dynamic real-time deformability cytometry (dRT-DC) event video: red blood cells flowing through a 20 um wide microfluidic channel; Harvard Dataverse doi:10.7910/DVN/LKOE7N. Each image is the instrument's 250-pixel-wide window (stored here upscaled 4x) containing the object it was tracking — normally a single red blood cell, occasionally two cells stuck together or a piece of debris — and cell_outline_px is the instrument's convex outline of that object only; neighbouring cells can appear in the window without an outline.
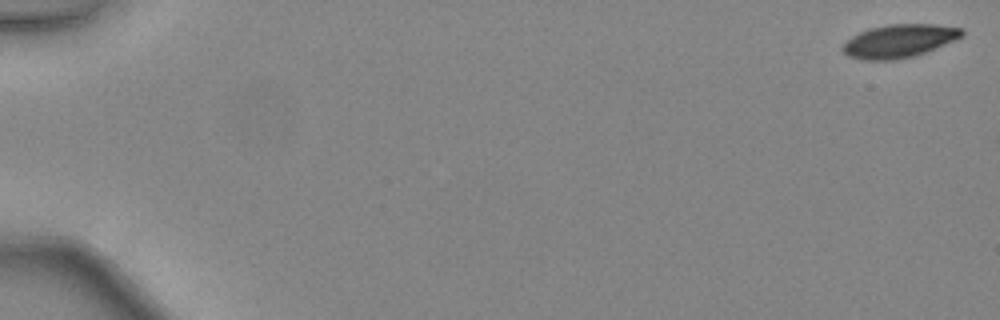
{"species": "common noctule bat (a hibernating species)", "species_latin": "Nyctalus noctula", "temperature_condition": "warm", "stored_images_in_passage": 48, "camera_frame_rate_fps": 3000, "um_per_image_px": 0.085, "animal": {"sex": "female", "body_mass_g": 24.6, "forearm_length_mm": 56.2}, "frame": {"image": 1, "passage_image": 1, "time_ms": 0.0, "image_size_px": [1000, 320], "cell_outline_px": [[964, 36], [956, 40], [916, 56], [896, 60], [864, 60], [848, 56], [840, 48], [852, 36], [868, 28], [888, 24], [932, 24], [964, 28]], "centroid_in_image_um": [76.46, 3.48], "position_along_channel_um": 8.5, "area_um2": 23.29}}
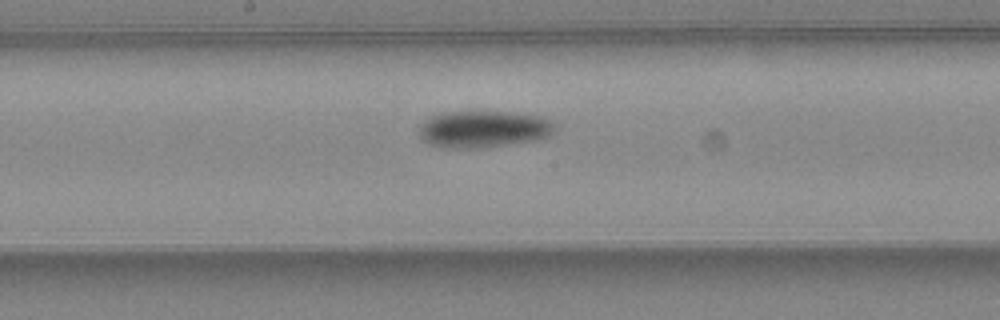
{"frame": {"image": 2, "passage_image": 27, "time_ms": 8.667, "image_size_px": [1000, 320], "cell_outline_px": [[556, 128], [548, 136], [536, 140], [476, 148], [440, 148], [428, 144], [420, 136], [420, 124], [424, 120], [440, 112], [508, 112], [540, 116], [548, 120]], "centroid_in_image_um": [41.03, 10.98], "position_along_channel_um": 207.2, "area_um2": 28.96}}
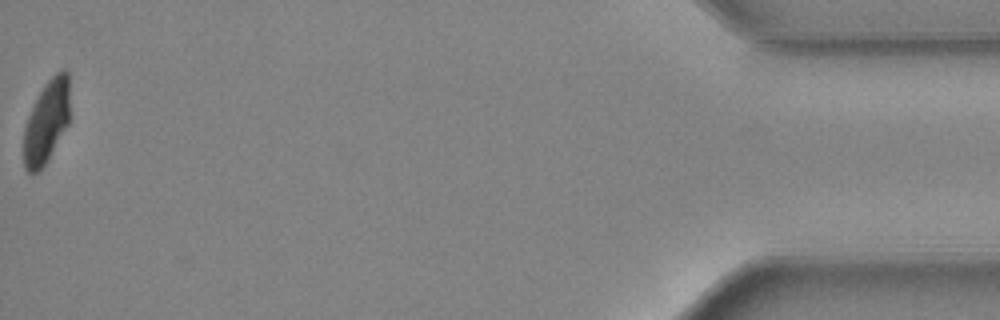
{"frame": {"image": 3, "passage_image": 48, "time_ms": 15.667, "image_size_px": [1000, 320], "cell_outline_px": [[68, 124], [44, 164], [36, 172], [28, 172], [24, 168], [24, 128], [28, 116], [44, 84], [60, 68], [64, 68], [68, 72]], "centroid_in_image_um": [3.94, 10.3], "position_along_channel_um": 431.3, "area_um2": 21.68}, "authors_computed_cell_mechanics": {"area_um2": 25.5476, "velocity_mm_per_s": 4.4568, "shape_relaxation_time_tau1_ms": 5.4355, "shape_relaxation_time_tau2_ms": null, "deformation_change_tau1": 0.1741, "deformation_change_tau2": null}}